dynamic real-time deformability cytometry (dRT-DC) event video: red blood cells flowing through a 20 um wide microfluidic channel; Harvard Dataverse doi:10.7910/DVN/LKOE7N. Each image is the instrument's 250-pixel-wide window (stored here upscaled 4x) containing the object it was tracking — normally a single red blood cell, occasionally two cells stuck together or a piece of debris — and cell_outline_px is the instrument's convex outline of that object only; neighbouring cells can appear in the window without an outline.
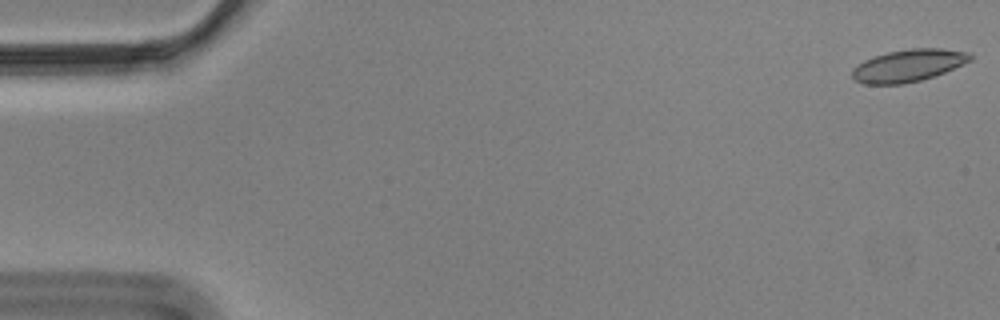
{"species": "Egyptian fruit bat (a non-hibernating species)", "species_latin": "Rousettus aegyptiacus", "temperature_condition": "cold", "stored_images_in_passage": 57, "camera_frame_rate_fps": 3000, "um_per_image_px": 0.085, "animal": {"sex": "male"}, "frame": {"image": 1, "passage_image": 1, "time_ms": 0.0, "image_size_px": [1000, 320], "cell_outline_px": [[972, 60], [944, 72], [920, 80], [904, 84], [864, 84], [856, 80], [852, 76], [852, 68], [864, 60], [888, 52], [912, 48], [940, 48], [968, 52], [972, 56]], "centroid_in_image_um": [77.2, 5.57], "position_along_channel_um": 7.8, "area_um2": 21.96}}
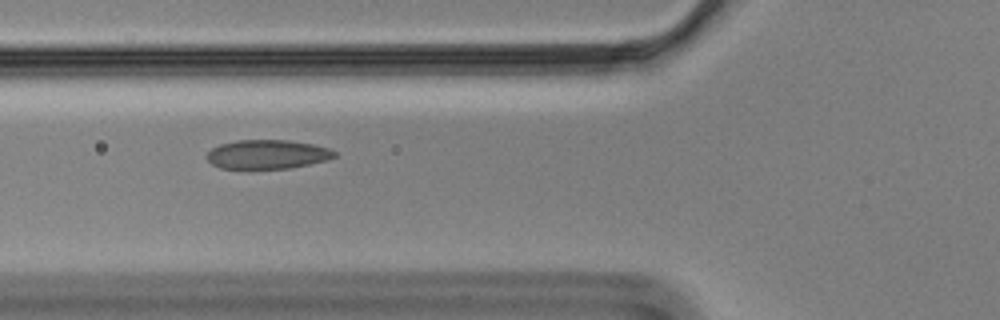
{"frame": {"image": 2, "passage_image": 21, "time_ms": 6.667, "image_size_px": [1000, 320], "cell_outline_px": [[336, 156], [328, 160], [288, 168], [220, 168], [212, 164], [204, 156], [212, 148], [220, 144], [236, 140], [288, 140], [312, 144], [328, 148], [336, 152]], "centroid_in_image_um": [22.7, 13.11], "position_along_channel_um": 103.1, "area_um2": 21.5}}
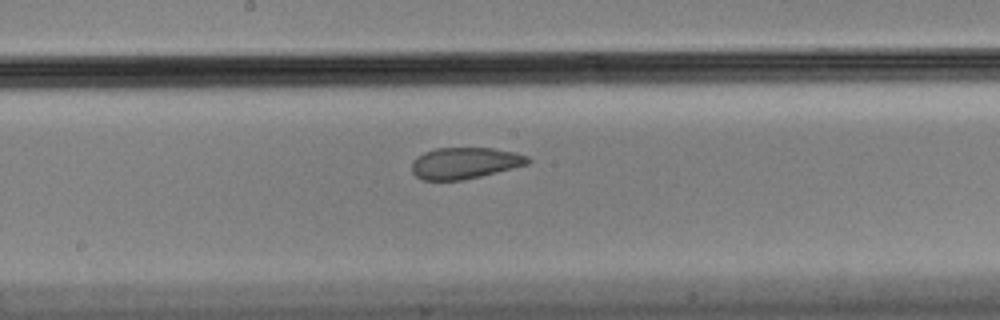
{"frame": {"image": 3, "passage_image": 30, "time_ms": 9.667, "image_size_px": [1000, 320], "cell_outline_px": [[532, 160], [528, 164], [464, 180], [420, 180], [412, 172], [412, 160], [424, 152], [436, 148], [492, 148], [516, 152], [528, 156]], "centroid_in_image_um": [39.5, 13.86], "position_along_channel_um": 208.7, "area_um2": 21.27}, "authors_computed_cell_mechanics": {"area_um2": 22.542, "velocity_mm_per_s": 3.5119, "shape_relaxation_time_tau1_ms": null, "shape_relaxation_time_tau2_ms": 1.1665, "deformation_change_tau1": null, "deformation_change_tau2": 0.051}}